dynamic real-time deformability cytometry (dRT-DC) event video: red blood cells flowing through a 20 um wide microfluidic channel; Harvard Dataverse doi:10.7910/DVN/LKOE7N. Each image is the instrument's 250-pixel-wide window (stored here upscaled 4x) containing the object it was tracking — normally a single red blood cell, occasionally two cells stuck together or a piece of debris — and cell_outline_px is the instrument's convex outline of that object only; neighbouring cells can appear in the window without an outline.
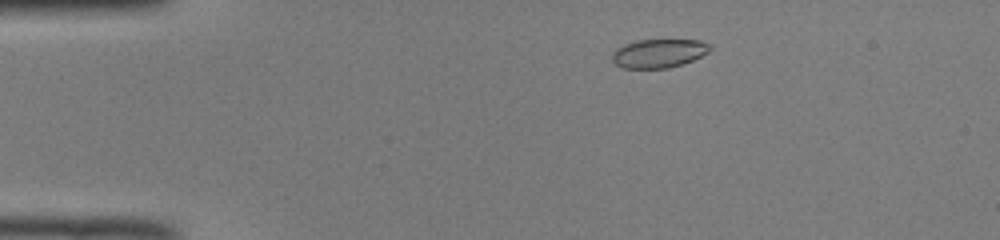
{"species": "common noctule bat (a hibernating species)", "species_latin": "Nyctalus noctula", "temperature_condition": "room temperature", "stored_images_in_passage": 48, "camera_frame_rate_fps": 3000, "um_per_image_px": 0.085, "animal": {"sex": "male", "body_mass_g": 19.0, "forearm_length_mm": 50.8}, "frame": {"image": 1, "passage_image": 6, "time_ms": 1.667, "image_size_px": [1000, 240], "cell_outline_px": [[712, 48], [708, 52], [692, 60], [668, 68], [624, 68], [616, 64], [612, 60], [612, 52], [616, 48], [624, 44], [636, 40], [700, 40], [708, 44]], "centroid_in_image_um": [55.96, 4.52], "position_along_channel_um": 29.0, "area_um2": 16.24}}
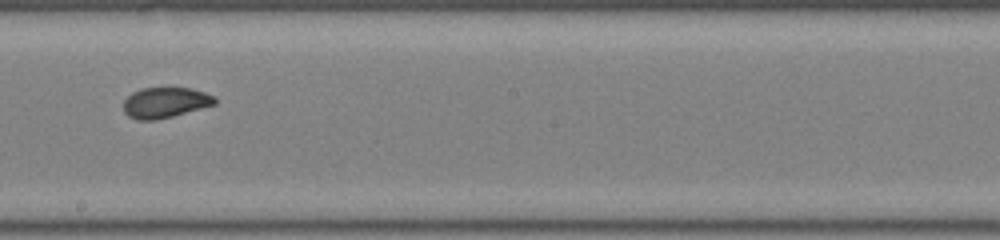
{"frame": {"image": 2, "passage_image": 26, "time_ms": 8.333, "image_size_px": [1000, 240], "cell_outline_px": [[216, 104], [172, 116], [156, 120], [136, 120], [128, 116], [124, 112], [124, 100], [132, 92], [140, 88], [192, 88], [216, 96]], "centroid_in_image_um": [14.03, 8.71], "position_along_channel_um": 234.2, "area_um2": 16.3}}
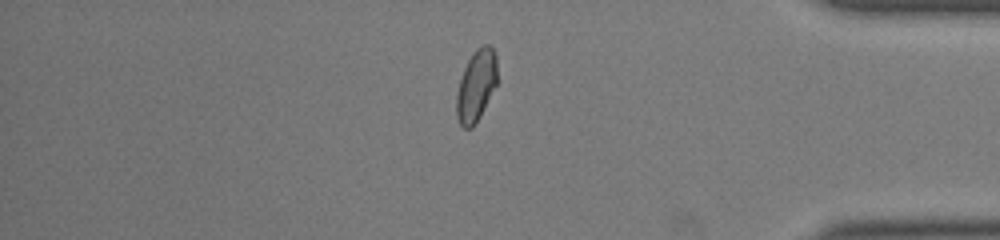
{"frame": {"image": 3, "passage_image": 40, "time_ms": 13.0, "image_size_px": [1000, 240], "cell_outline_px": [[496, 84], [480, 116], [472, 128], [464, 128], [460, 124], [456, 116], [456, 92], [464, 68], [472, 52], [476, 48], [484, 44], [488, 44], [492, 48], [496, 56]], "centroid_in_image_um": [40.45, 7.27], "position_along_channel_um": 394.7, "area_um2": 16.82}, "authors_computed_cell_mechanics": {"area_um2": 16.8487, "velocity_mm_per_s": 3.9891, "shape_relaxation_time_tau1_ms": 4.2171, "shape_relaxation_time_tau2_ms": 0.9603, "deformation_change_tau1": 0.1507, "deformation_change_tau2": 0.051}}